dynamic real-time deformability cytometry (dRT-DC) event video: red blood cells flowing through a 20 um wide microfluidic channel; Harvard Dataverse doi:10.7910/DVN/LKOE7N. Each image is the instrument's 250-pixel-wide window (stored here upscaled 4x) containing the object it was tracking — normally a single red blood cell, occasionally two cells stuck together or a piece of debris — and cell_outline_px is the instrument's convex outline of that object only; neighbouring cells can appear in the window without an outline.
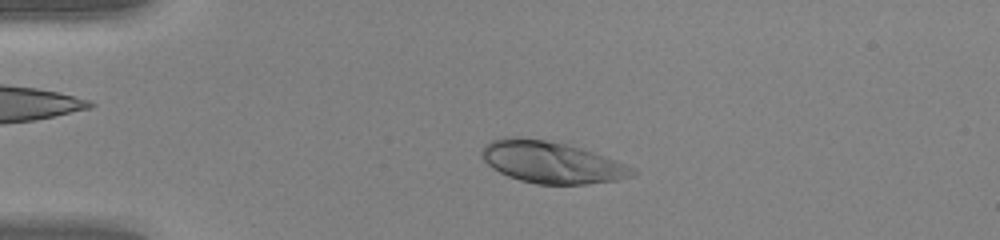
{"species": "human", "species_latin": "Homo sapiens", "temperature_condition": "warm", "stored_images_in_passage": 49, "camera_frame_rate_fps": 3000, "um_per_image_px": 0.085, "donor": {"sex": "female"}, "frame": {"image": 1, "passage_image": 12, "time_ms": 3.667, "image_size_px": [1000, 240], "cell_outline_px": [[636, 172], [632, 176], [616, 180], [584, 184], [536, 184], [520, 180], [508, 176], [492, 168], [480, 156], [480, 148], [484, 144], [492, 140], [504, 136], [520, 136], [544, 140], [564, 144], [580, 148], [616, 160], [636, 168]], "centroid_in_image_um": [46.82, 13.78], "position_along_channel_um": 38.2, "area_um2": 36.7}}
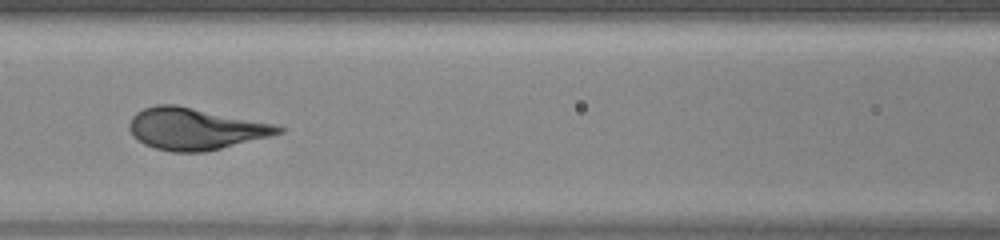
{"frame": {"image": 2, "passage_image": 23, "time_ms": 7.333, "image_size_px": [1000, 240], "cell_outline_px": [[284, 132], [272, 136], [204, 152], [172, 152], [156, 148], [144, 144], [132, 136], [128, 128], [128, 124], [132, 116], [136, 112], [144, 108], [156, 104], [176, 104], [276, 124], [284, 128]], "centroid_in_image_um": [16.58, 10.94], "position_along_channel_um": 150.0, "area_um2": 36.47}}
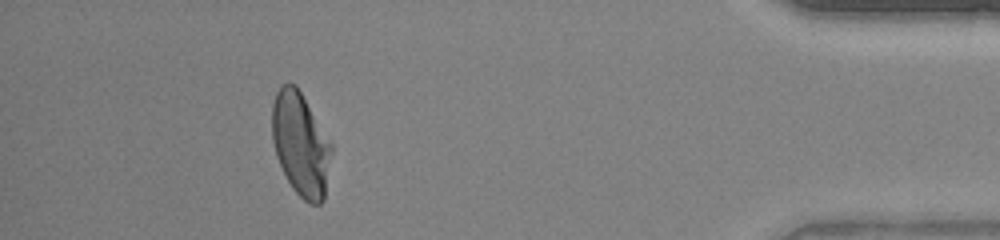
{"frame": {"image": 3, "passage_image": 45, "time_ms": 14.667, "image_size_px": [1000, 240], "cell_outline_px": [[332, 152], [324, 200], [320, 204], [308, 204], [292, 188], [276, 156], [272, 140], [272, 104], [276, 92], [280, 84], [288, 80], [296, 84], [332, 144]], "centroid_in_image_um": [25.54, 12.23], "position_along_channel_um": 409.7, "area_um2": 36.01}}